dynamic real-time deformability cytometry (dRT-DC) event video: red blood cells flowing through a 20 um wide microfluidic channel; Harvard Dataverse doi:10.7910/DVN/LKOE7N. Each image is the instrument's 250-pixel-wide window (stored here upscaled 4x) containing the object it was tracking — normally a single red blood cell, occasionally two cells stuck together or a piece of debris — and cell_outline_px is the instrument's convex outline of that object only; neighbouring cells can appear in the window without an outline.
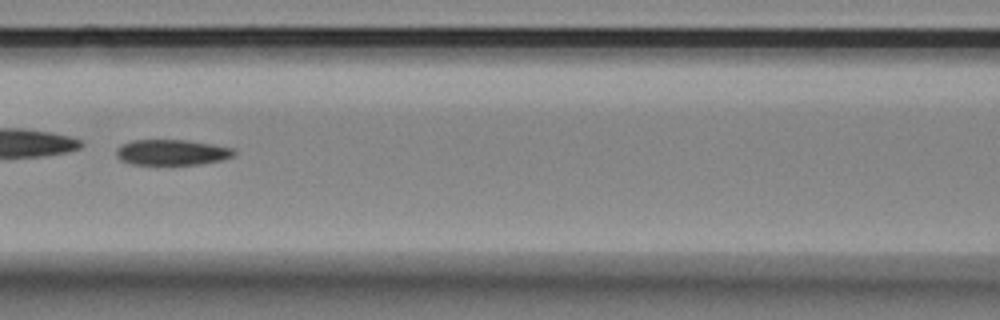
{"species": "Egyptian fruit bat (a non-hibernating species)", "species_latin": "Rousettus aegyptiacus", "temperature_condition": "room temperature", "stored_images_in_passage": 53, "camera_frame_rate_fps": 3000, "um_per_image_px": 0.085, "animal": {"sex": "female"}, "frame": {"image": 1, "passage_image": 23, "time_ms": 7.333, "image_size_px": [1000, 320], "cell_outline_px": [[236, 152], [232, 156], [220, 160], [200, 164], [132, 164], [120, 160], [116, 156], [116, 148], [120, 144], [132, 140], [184, 140], [212, 144], [232, 148]], "centroid_in_image_um": [14.55, 12.94], "position_along_channel_um": 152.0, "area_um2": 17.46}}